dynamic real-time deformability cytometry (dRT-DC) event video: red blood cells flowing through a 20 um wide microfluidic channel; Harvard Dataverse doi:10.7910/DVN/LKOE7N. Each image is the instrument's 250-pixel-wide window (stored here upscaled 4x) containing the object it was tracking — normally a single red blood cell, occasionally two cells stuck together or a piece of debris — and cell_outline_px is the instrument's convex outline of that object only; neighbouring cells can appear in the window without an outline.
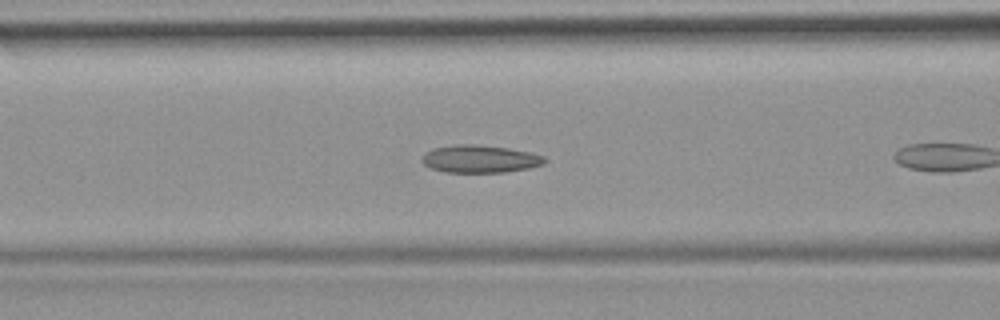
{"species": "common noctule bat (a hibernating species)", "species_latin": "Nyctalus noctula", "temperature_condition": "room temperature", "stored_images_in_passage": 12, "camera_frame_rate_fps": 3000, "um_per_image_px": 0.085, "animal": {"sex": "female", "body_mass_g": 19.9}, "frame": {"image": 1, "passage_image": 7, "time_ms": 2.0, "image_size_px": [1000, 320], "cell_outline_px": [[548, 160], [544, 164], [528, 168], [504, 172], [444, 172], [432, 168], [424, 164], [420, 160], [432, 148], [456, 144], [476, 144], [508, 148], [532, 152], [544, 156]], "centroid_in_image_um": [40.83, 13.5], "position_along_channel_um": 125.8, "area_um2": 19.77}}
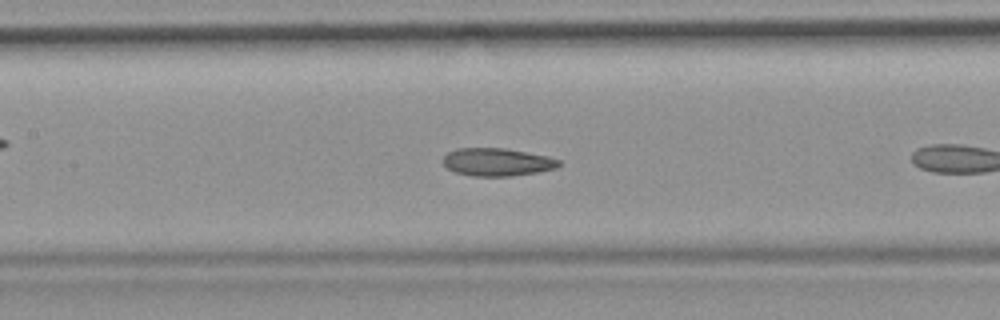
{"frame": {"image": 2, "passage_image": 10, "time_ms": 3.0, "image_size_px": [1000, 320], "cell_outline_px": [[560, 164], [556, 168], [536, 172], [512, 176], [472, 176], [456, 172], [448, 168], [444, 164], [444, 156], [448, 152], [456, 148], [504, 148], [548, 156], [560, 160]], "centroid_in_image_um": [42.26, 13.77], "position_along_channel_um": 165.1, "area_um2": 18.67}}